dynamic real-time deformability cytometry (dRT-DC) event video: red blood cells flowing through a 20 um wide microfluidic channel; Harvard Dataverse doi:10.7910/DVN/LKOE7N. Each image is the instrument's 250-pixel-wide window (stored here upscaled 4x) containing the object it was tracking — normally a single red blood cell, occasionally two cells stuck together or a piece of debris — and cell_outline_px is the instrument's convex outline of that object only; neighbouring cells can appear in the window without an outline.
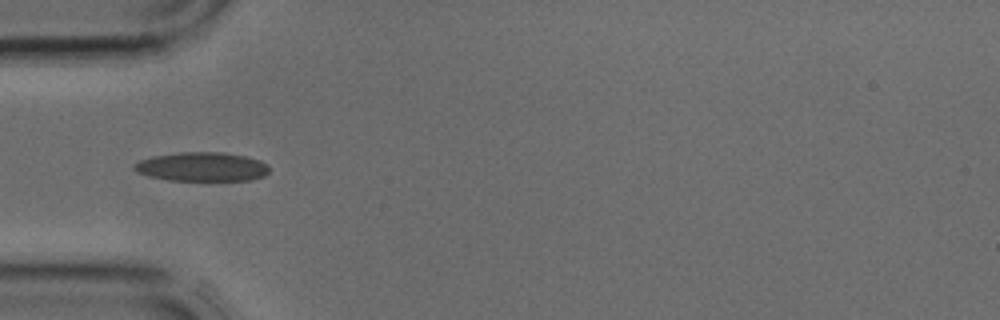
{"species": "common noctule bat (a hibernating species)", "species_latin": "Nyctalus noctula", "temperature_condition": "cold", "stored_images_in_passage": 4, "camera_frame_rate_fps": 3000, "um_per_image_px": 0.085, "animal": {"sex": "male", "body_mass_g": 17.9, "forearm_length_mm": 54.2}, "frame": {"image": 1, "passage_image": 3, "time_ms": 0.667, "image_size_px": [1000, 320], "cell_outline_px": [[268, 172], [264, 176], [252, 180], [168, 180], [148, 176], [136, 172], [132, 168], [132, 164], [140, 160], [152, 156], [180, 152], [224, 152], [244, 156], [260, 160], [268, 164]], "centroid_in_image_um": [17.14, 14.17], "position_along_channel_um": 67.9, "area_um2": 23.0}}